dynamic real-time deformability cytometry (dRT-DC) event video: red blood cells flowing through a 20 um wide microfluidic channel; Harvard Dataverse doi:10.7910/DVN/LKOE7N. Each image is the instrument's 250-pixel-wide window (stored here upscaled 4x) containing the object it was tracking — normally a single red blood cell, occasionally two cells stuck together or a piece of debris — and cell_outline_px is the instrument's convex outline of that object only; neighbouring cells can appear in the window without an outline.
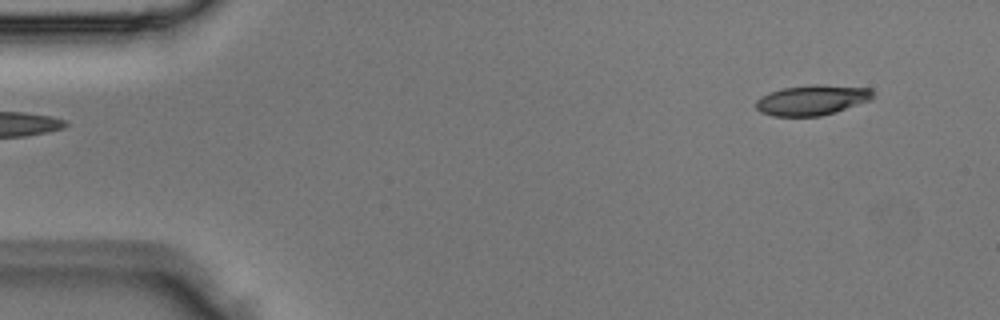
{"species": "Egyptian fruit bat (a non-hibernating species)", "species_latin": "Rousettus aegyptiacus", "temperature_condition": "room temperature", "stored_images_in_passage": 2, "segment_of_instrument_passage": [2, 2], "camera_frame_rate_fps": 3000, "um_per_image_px": 0.085, "animal": {"sex": "male"}, "frame": {"image": 1, "passage_image": 2, "time_ms": 0.333, "image_size_px": [1000, 320], "cell_outline_px": [[872, 100], [836, 112], [820, 116], [772, 116], [760, 112], [756, 108], [756, 100], [760, 96], [768, 92], [784, 88], [812, 84], [816, 84], [872, 88]], "centroid_in_image_um": [69.01, 8.51], "position_along_channel_um": 16.0, "area_um2": 20.75}}